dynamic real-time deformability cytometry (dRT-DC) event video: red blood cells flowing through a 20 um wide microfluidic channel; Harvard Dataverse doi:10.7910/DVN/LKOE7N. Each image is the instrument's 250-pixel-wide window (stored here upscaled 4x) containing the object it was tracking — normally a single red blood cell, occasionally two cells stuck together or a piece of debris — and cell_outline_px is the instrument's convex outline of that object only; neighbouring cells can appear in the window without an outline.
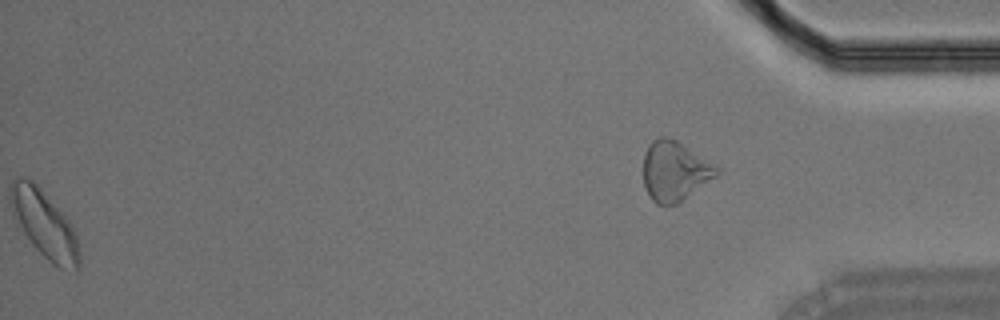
{"species": "Egyptian fruit bat (a non-hibernating species)", "species_latin": "Rousettus aegyptiacus", "temperature_condition": "room temperature", "stored_images_in_passage": 36, "segment_of_instrument_passage": [2, 2], "camera_frame_rate_fps": 3000, "um_per_image_px": 0.085, "animal": {"sex": "male"}, "frame": {"image": 1, "passage_image": 36, "time_ms": 11.667, "image_size_px": [1000, 320], "cell_outline_px": [[720, 172], [716, 176], [676, 204], [656, 204], [652, 200], [644, 184], [644, 152], [648, 144], [652, 140], [660, 136], [668, 136], [676, 140], [720, 168]], "centroid_in_image_um": [57.33, 14.51], "position_along_channel_um": 377.9, "area_um2": 25.2}}